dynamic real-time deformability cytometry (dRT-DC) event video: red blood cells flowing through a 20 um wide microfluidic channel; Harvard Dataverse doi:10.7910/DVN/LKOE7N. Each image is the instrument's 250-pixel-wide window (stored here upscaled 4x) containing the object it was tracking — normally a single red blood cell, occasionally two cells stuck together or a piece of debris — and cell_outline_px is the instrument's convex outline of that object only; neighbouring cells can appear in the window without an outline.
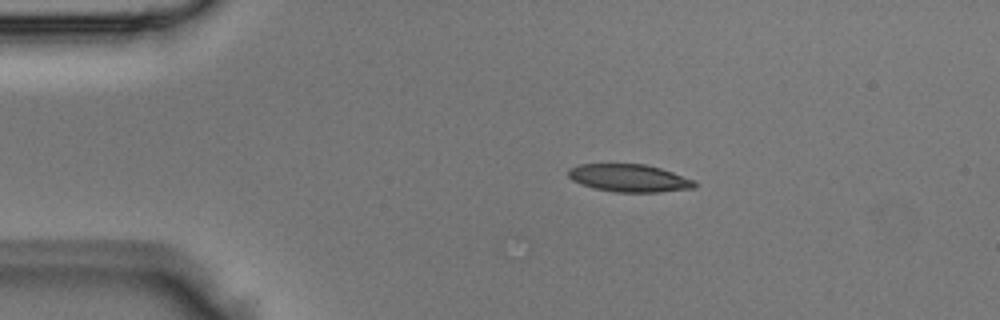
{"species": "Egyptian fruit bat (a non-hibernating species)", "species_latin": "Rousettus aegyptiacus", "temperature_condition": "room temperature", "stored_images_in_passage": 3, "camera_frame_rate_fps": 3000, "um_per_image_px": 0.085, "animal": {"sex": "male"}, "frame": {"image": 1, "passage_image": 2, "time_ms": 0.333, "image_size_px": [1000, 320], "cell_outline_px": [[696, 188], [660, 192], [616, 192], [596, 188], [572, 180], [568, 176], [568, 168], [580, 164], [644, 164], [660, 168], [696, 180]], "centroid_in_image_um": [53.52, 15.13], "position_along_channel_um": 31.5, "area_um2": 20.29}}